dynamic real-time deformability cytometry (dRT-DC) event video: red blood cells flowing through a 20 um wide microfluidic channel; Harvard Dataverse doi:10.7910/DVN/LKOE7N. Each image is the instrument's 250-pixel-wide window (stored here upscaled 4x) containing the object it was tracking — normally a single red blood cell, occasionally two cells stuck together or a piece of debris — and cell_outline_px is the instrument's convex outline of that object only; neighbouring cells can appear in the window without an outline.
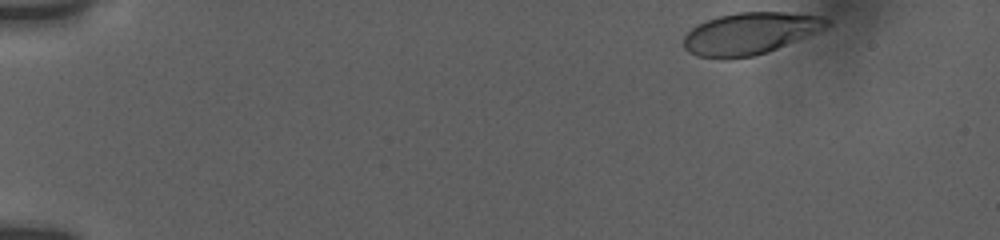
{"species": "human", "species_latin": "Homo sapiens", "temperature_condition": "room temperature", "stored_images_in_passage": 43, "camera_frame_rate_fps": 3000, "um_per_image_px": 0.085, "donor": {"sex": "female"}, "frame": {"image": 1, "passage_image": 1, "time_ms": 0.0, "image_size_px": [1000, 240], "cell_outline_px": [[832, 24], [824, 28], [768, 52], [752, 56], [728, 60], [724, 60], [696, 56], [688, 52], [684, 48], [684, 36], [692, 28], [708, 20], [720, 16], [736, 12], [784, 12], [824, 16], [832, 20]], "centroid_in_image_um": [63.74, 2.85], "position_along_channel_um": 21.3, "area_um2": 34.97}}
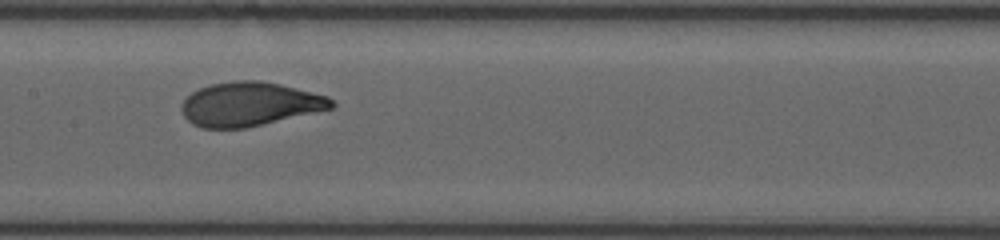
{"frame": {"image": 2, "passage_image": 24, "time_ms": 7.667, "image_size_px": [1000, 240], "cell_outline_px": [[336, 104], [332, 108], [244, 128], [204, 128], [192, 124], [184, 116], [180, 108], [184, 100], [192, 92], [200, 88], [212, 84], [232, 80], [260, 80], [280, 84], [328, 96]], "centroid_in_image_um": [21.2, 8.84], "position_along_channel_um": 186.2, "area_um2": 38.09}}
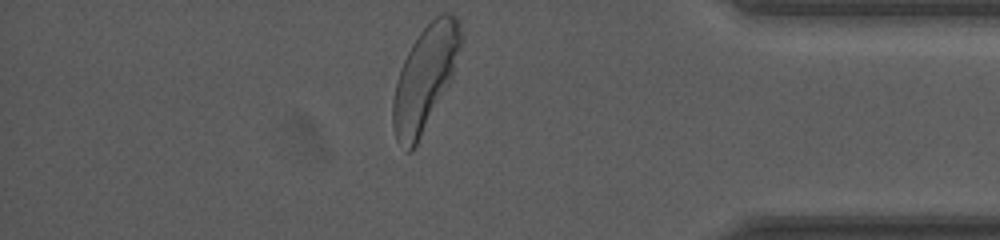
{"frame": {"image": 3, "passage_image": 43, "time_ms": 14.0, "image_size_px": [1000, 240], "cell_outline_px": [[460, 44], [452, 80], [412, 152], [408, 152], [396, 140], [392, 128], [392, 100], [396, 80], [400, 68], [412, 44], [420, 32], [440, 12], [448, 12], [456, 16], [460, 20]], "centroid_in_image_um": [36.1, 6.65], "position_along_channel_um": 399.1, "area_um2": 41.04}, "authors_computed_cell_mechanics": {"area_um2": 38.2636, "velocity_mm_per_s": 3.7425, "shape_relaxation_time_tau1_ms": 2.9806, "shape_relaxation_time_tau2_ms": null, "deformation_change_tau1": 0.1675, "deformation_change_tau2": null}}